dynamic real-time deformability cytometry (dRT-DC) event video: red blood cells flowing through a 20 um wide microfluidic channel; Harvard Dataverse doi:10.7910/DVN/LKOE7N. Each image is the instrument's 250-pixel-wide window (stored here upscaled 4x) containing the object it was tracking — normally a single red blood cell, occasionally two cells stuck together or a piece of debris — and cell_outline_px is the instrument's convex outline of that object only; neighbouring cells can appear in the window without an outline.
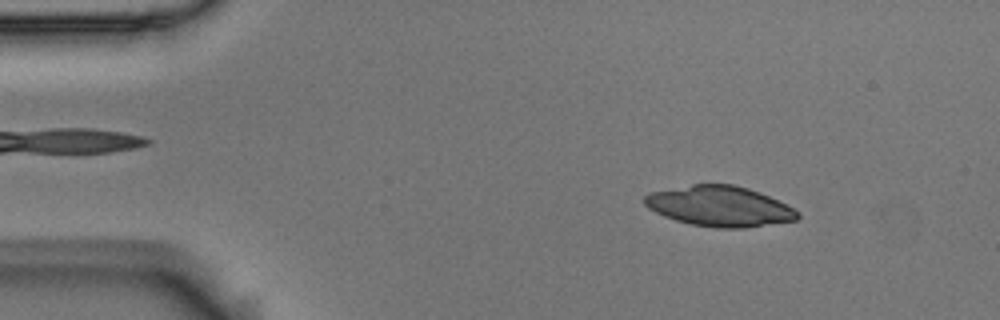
{"species": "Egyptian fruit bat (a non-hibernating species)", "species_latin": "Rousettus aegyptiacus", "temperature_condition": "room temperature", "stored_images_in_passage": 54, "camera_frame_rate_fps": 3000, "um_per_image_px": 0.085, "animal": {"sex": "male"}, "frame": {"image": 1, "passage_image": 7, "time_ms": 2.0, "image_size_px": [1000, 320], "cell_outline_px": [[800, 216], [796, 220], [744, 228], [716, 228], [692, 224], [676, 220], [664, 216], [648, 208], [644, 204], [644, 196], [648, 192], [692, 184], [732, 184], [748, 188], [760, 192], [788, 204], [800, 212]], "centroid_in_image_um": [61.17, 17.52], "position_along_channel_um": 23.8, "area_um2": 36.18}}